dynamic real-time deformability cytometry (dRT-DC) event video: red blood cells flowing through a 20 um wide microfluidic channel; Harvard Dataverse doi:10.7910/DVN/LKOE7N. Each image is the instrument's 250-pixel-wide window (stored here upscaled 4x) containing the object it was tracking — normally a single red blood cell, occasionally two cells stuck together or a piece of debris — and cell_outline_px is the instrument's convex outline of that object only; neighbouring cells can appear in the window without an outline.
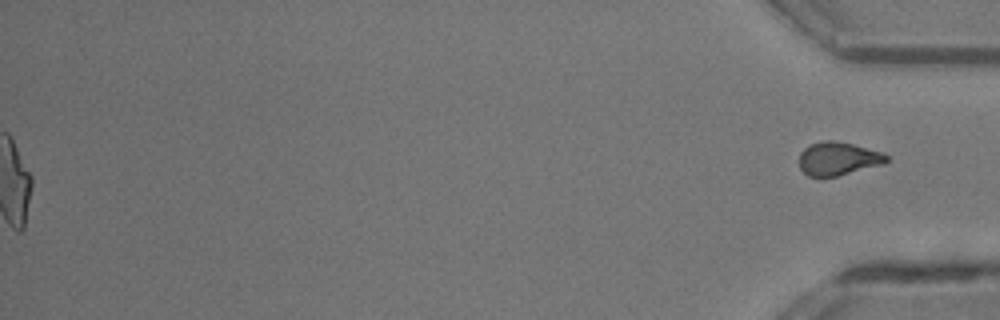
{"species": "common noctule bat (a hibernating species)", "species_latin": "Nyctalus noctula", "temperature_condition": "room temperature", "stored_images_in_passage": 50, "segment_of_instrument_passage": [2, 2], "camera_frame_rate_fps": 3000, "um_per_image_px": 0.085, "animal": {"sex": "male", "body_mass_g": 13.3}, "frame": {"image": 1, "passage_image": 50, "time_ms": 16.333, "image_size_px": [1000, 320], "cell_outline_px": [[888, 160], [884, 164], [836, 176], [808, 176], [800, 168], [800, 152], [808, 144], [824, 140], [832, 140], [852, 144], [880, 152], [888, 156]], "centroid_in_image_um": [71.21, 13.47], "position_along_channel_um": 364.0, "area_um2": 16.76}}